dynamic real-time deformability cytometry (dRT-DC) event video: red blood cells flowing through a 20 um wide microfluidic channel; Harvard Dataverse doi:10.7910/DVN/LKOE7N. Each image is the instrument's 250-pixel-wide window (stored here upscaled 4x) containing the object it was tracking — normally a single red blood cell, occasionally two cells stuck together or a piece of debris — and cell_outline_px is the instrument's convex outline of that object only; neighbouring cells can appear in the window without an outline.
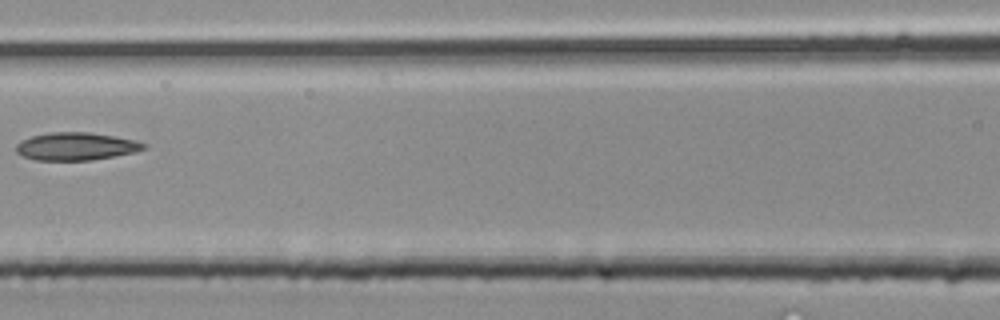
{"species": "common noctule bat (a hibernating species)", "species_latin": "Nyctalus noctula", "temperature_condition": "room temperature", "stored_images_in_passage": 4, "camera_frame_rate_fps": 3000, "um_per_image_px": 0.085, "animal": {"sex": "male", "body_mass_g": 20.4}, "frame": {"image": 1, "passage_image": 4, "time_ms": 1.0, "image_size_px": [1000, 320], "cell_outline_px": [[148, 148], [136, 152], [92, 160], [32, 160], [20, 156], [16, 152], [16, 144], [20, 140], [32, 136], [52, 132], [88, 132], [112, 136], [132, 140], [148, 144]], "centroid_in_image_um": [6.43, 12.45], "position_along_channel_um": 160.2, "area_um2": 20.75}}